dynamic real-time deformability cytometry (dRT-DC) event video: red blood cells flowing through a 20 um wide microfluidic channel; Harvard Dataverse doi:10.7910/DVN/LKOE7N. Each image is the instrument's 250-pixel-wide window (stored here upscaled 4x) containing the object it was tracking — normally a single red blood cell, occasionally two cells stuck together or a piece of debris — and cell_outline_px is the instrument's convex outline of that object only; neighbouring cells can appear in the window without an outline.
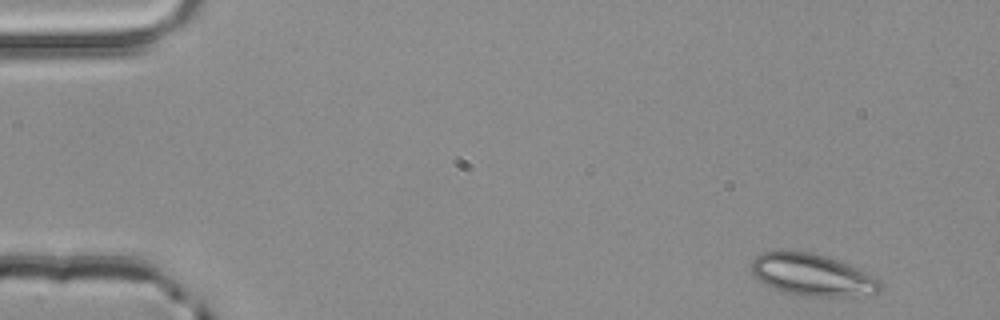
{"species": "common noctule bat (a hibernating species)", "species_latin": "Nyctalus noctula", "temperature_condition": "room temperature", "stored_images_in_passage": 2, "camera_frame_rate_fps": 3000, "um_per_image_px": 0.085, "animal": {"sex": "male", "body_mass_g": 20.4}, "frame": {"image": 1, "passage_image": 1, "time_ms": 0.0, "image_size_px": [1000, 320], "cell_outline_px": [[884, 288], [876, 292], [852, 296], [808, 296], [784, 292], [772, 288], [764, 284], [752, 272], [752, 260], [760, 252], [812, 252], [836, 260], [868, 272], [876, 276], [880, 280]], "centroid_in_image_um": [69.07, 23.37], "position_along_channel_um": 15.9, "area_um2": 31.15}}